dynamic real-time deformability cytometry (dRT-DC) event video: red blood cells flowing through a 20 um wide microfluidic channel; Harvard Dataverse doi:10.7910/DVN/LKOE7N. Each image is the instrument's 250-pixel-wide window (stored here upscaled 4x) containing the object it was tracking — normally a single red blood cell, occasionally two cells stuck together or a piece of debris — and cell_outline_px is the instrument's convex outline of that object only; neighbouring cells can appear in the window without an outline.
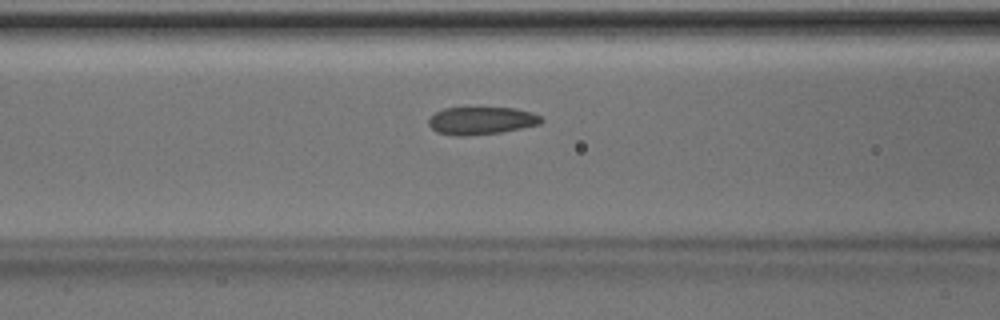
{"species": "Egyptian fruit bat (a non-hibernating species)", "species_latin": "Rousettus aegyptiacus", "temperature_condition": "room temperature", "stored_images_in_passage": 40, "camera_frame_rate_fps": 3000, "um_per_image_px": 0.085, "animal": {"sex": "male"}, "frame": {"image": 1, "passage_image": 17, "time_ms": 5.333, "image_size_px": [1000, 320], "cell_outline_px": [[544, 120], [540, 124], [500, 132], [468, 136], [456, 136], [436, 132], [428, 124], [428, 120], [436, 112], [444, 108], [516, 108], [532, 112], [540, 116]], "centroid_in_image_um": [40.91, 10.26], "position_along_channel_um": 125.7, "area_um2": 18.09}}
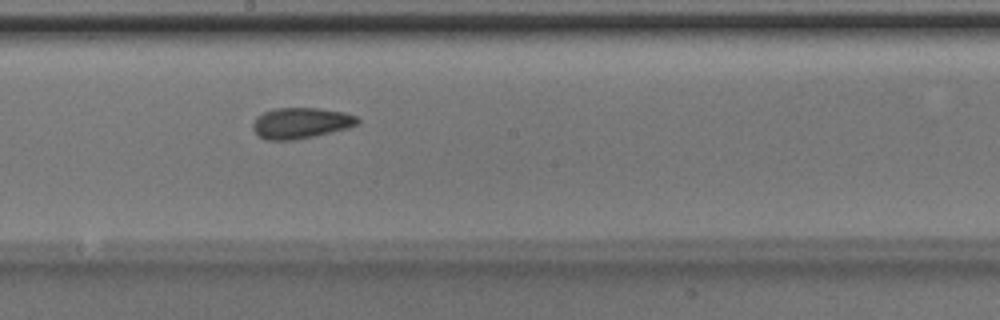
{"frame": {"image": 2, "passage_image": 24, "time_ms": 7.667, "image_size_px": [1000, 320], "cell_outline_px": [[360, 120], [356, 124], [348, 128], [312, 136], [292, 140], [268, 140], [260, 136], [252, 128], [252, 124], [256, 116], [272, 108], [320, 108], [344, 112], [356, 116]], "centroid_in_image_um": [25.55, 10.44], "position_along_channel_um": 222.7, "area_um2": 18.73}}
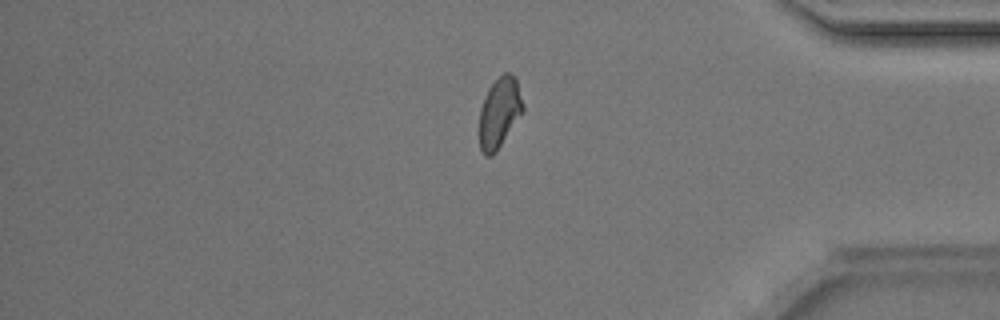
{"frame": {"image": 3, "passage_image": 38, "time_ms": 12.333, "image_size_px": [1000, 320], "cell_outline_px": [[524, 112], [496, 152], [492, 156], [484, 156], [480, 152], [480, 108], [488, 88], [504, 72], [512, 72], [516, 76], [524, 104]], "centroid_in_image_um": [42.48, 9.57], "position_along_channel_um": 392.7, "area_um2": 18.21}, "authors_computed_cell_mechanics": {"area_um2": 18.5249, "velocity_mm_per_s": 4.1554, "shape_relaxation_time_tau1_ms": 6.1381, "shape_relaxation_time_tau2_ms": 0.4603, "deformation_change_tau1": 0.1496, "deformation_change_tau2": 0.0528}}